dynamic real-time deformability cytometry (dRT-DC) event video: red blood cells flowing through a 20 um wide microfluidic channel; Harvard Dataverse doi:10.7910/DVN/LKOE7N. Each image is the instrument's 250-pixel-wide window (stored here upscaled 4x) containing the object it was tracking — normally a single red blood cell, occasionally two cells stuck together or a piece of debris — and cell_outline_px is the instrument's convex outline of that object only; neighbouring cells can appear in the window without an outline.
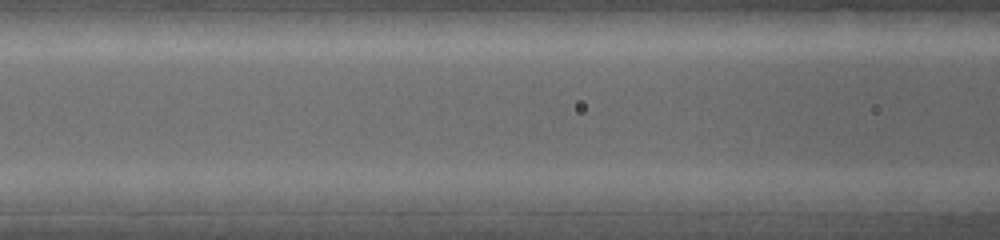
{"species": "common noctule bat (a hibernating species)", "species_latin": "Nyctalus noctula", "temperature_condition": "warm", "stored_images_in_passage": 4, "camera_frame_rate_fps": 5000, "um_per_image_px": 0.085, "animal": {"sex": "female", "body_mass_g": 19.0, "forearm_length_mm": 53.3}, "frame": {"image": 1, "passage_image": 4, "time_ms": 0.4, "image_size_px": [1000, 240], "cell_outline_px": [[960, 200], [952, 212], [948, 216], [944, 216], [884, 212], [884, 200], [900, 192], [920, 192]], "centroid_in_image_um": [78.2, 17.35], "position_along_channel_um": 88.4, "area_um2": 10.06}}